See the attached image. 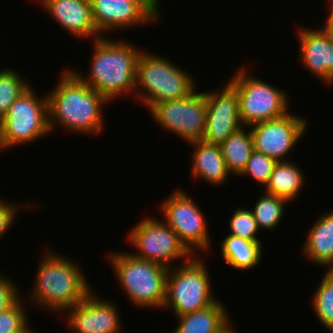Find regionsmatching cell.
<instances>
[{
  "label": "cell",
  "mask_w": 333,
  "mask_h": 333,
  "mask_svg": "<svg viewBox=\"0 0 333 333\" xmlns=\"http://www.w3.org/2000/svg\"><path fill=\"white\" fill-rule=\"evenodd\" d=\"M6 148L33 143L50 134L47 95L41 98L33 87L25 90L2 118Z\"/></svg>",
  "instance_id": "obj_9"
},
{
  "label": "cell",
  "mask_w": 333,
  "mask_h": 333,
  "mask_svg": "<svg viewBox=\"0 0 333 333\" xmlns=\"http://www.w3.org/2000/svg\"><path fill=\"white\" fill-rule=\"evenodd\" d=\"M252 210L259 230H273L282 221L285 206L289 203L286 199L262 192Z\"/></svg>",
  "instance_id": "obj_24"
},
{
  "label": "cell",
  "mask_w": 333,
  "mask_h": 333,
  "mask_svg": "<svg viewBox=\"0 0 333 333\" xmlns=\"http://www.w3.org/2000/svg\"><path fill=\"white\" fill-rule=\"evenodd\" d=\"M317 290L311 297L312 310L322 327L333 333V270L325 271Z\"/></svg>",
  "instance_id": "obj_25"
},
{
  "label": "cell",
  "mask_w": 333,
  "mask_h": 333,
  "mask_svg": "<svg viewBox=\"0 0 333 333\" xmlns=\"http://www.w3.org/2000/svg\"><path fill=\"white\" fill-rule=\"evenodd\" d=\"M19 298L10 308L0 312V333L32 332L27 310Z\"/></svg>",
  "instance_id": "obj_28"
},
{
  "label": "cell",
  "mask_w": 333,
  "mask_h": 333,
  "mask_svg": "<svg viewBox=\"0 0 333 333\" xmlns=\"http://www.w3.org/2000/svg\"><path fill=\"white\" fill-rule=\"evenodd\" d=\"M40 258L35 283L29 293L31 303L60 315L82 302L92 291L85 274L72 259L47 249ZM61 312V313H60Z\"/></svg>",
  "instance_id": "obj_3"
},
{
  "label": "cell",
  "mask_w": 333,
  "mask_h": 333,
  "mask_svg": "<svg viewBox=\"0 0 333 333\" xmlns=\"http://www.w3.org/2000/svg\"><path fill=\"white\" fill-rule=\"evenodd\" d=\"M127 241L141 260L172 268L176 260L187 261L192 254L179 241L177 234L162 220L152 216L141 219L129 231Z\"/></svg>",
  "instance_id": "obj_8"
},
{
  "label": "cell",
  "mask_w": 333,
  "mask_h": 333,
  "mask_svg": "<svg viewBox=\"0 0 333 333\" xmlns=\"http://www.w3.org/2000/svg\"><path fill=\"white\" fill-rule=\"evenodd\" d=\"M232 324H230L224 331H222L221 333H236V331L234 330V327L232 328Z\"/></svg>",
  "instance_id": "obj_35"
},
{
  "label": "cell",
  "mask_w": 333,
  "mask_h": 333,
  "mask_svg": "<svg viewBox=\"0 0 333 333\" xmlns=\"http://www.w3.org/2000/svg\"><path fill=\"white\" fill-rule=\"evenodd\" d=\"M204 258L192 255L187 261L169 268L165 302L161 310L172 309L175 317L208 308L218 299L213 295L208 266Z\"/></svg>",
  "instance_id": "obj_6"
},
{
  "label": "cell",
  "mask_w": 333,
  "mask_h": 333,
  "mask_svg": "<svg viewBox=\"0 0 333 333\" xmlns=\"http://www.w3.org/2000/svg\"><path fill=\"white\" fill-rule=\"evenodd\" d=\"M224 262L237 270H247L259 265L263 254L262 242L248 241L241 237L226 235L221 241Z\"/></svg>",
  "instance_id": "obj_22"
},
{
  "label": "cell",
  "mask_w": 333,
  "mask_h": 333,
  "mask_svg": "<svg viewBox=\"0 0 333 333\" xmlns=\"http://www.w3.org/2000/svg\"><path fill=\"white\" fill-rule=\"evenodd\" d=\"M161 204L162 220L177 234L187 250L192 255H199L196 249L209 252L211 241L207 220L192 197L179 187Z\"/></svg>",
  "instance_id": "obj_10"
},
{
  "label": "cell",
  "mask_w": 333,
  "mask_h": 333,
  "mask_svg": "<svg viewBox=\"0 0 333 333\" xmlns=\"http://www.w3.org/2000/svg\"><path fill=\"white\" fill-rule=\"evenodd\" d=\"M12 201H8V200H2V198H0V239L3 238V236L8 232V230L12 227V224L16 221V216L18 214V212L22 209V208H30L31 204L34 205V203H30V202H26L24 205V207H22V204H17L15 202ZM29 205V207H28ZM21 207V208H20ZM20 208V209H19Z\"/></svg>",
  "instance_id": "obj_30"
},
{
  "label": "cell",
  "mask_w": 333,
  "mask_h": 333,
  "mask_svg": "<svg viewBox=\"0 0 333 333\" xmlns=\"http://www.w3.org/2000/svg\"><path fill=\"white\" fill-rule=\"evenodd\" d=\"M92 42L94 55L89 75L86 77L75 69L72 71L109 102L123 94L134 98L137 61L142 49L130 42L114 41L105 36Z\"/></svg>",
  "instance_id": "obj_2"
},
{
  "label": "cell",
  "mask_w": 333,
  "mask_h": 333,
  "mask_svg": "<svg viewBox=\"0 0 333 333\" xmlns=\"http://www.w3.org/2000/svg\"><path fill=\"white\" fill-rule=\"evenodd\" d=\"M148 111L162 130L188 143L202 140L207 114L205 92L195 89L187 97L154 104Z\"/></svg>",
  "instance_id": "obj_11"
},
{
  "label": "cell",
  "mask_w": 333,
  "mask_h": 333,
  "mask_svg": "<svg viewBox=\"0 0 333 333\" xmlns=\"http://www.w3.org/2000/svg\"><path fill=\"white\" fill-rule=\"evenodd\" d=\"M44 10L75 38L102 37L93 22L90 0H55Z\"/></svg>",
  "instance_id": "obj_17"
},
{
  "label": "cell",
  "mask_w": 333,
  "mask_h": 333,
  "mask_svg": "<svg viewBox=\"0 0 333 333\" xmlns=\"http://www.w3.org/2000/svg\"><path fill=\"white\" fill-rule=\"evenodd\" d=\"M280 161L274 166L264 192L286 199L289 203L299 196L304 187L305 175L295 162Z\"/></svg>",
  "instance_id": "obj_21"
},
{
  "label": "cell",
  "mask_w": 333,
  "mask_h": 333,
  "mask_svg": "<svg viewBox=\"0 0 333 333\" xmlns=\"http://www.w3.org/2000/svg\"><path fill=\"white\" fill-rule=\"evenodd\" d=\"M17 333H34V331L33 332H17Z\"/></svg>",
  "instance_id": "obj_38"
},
{
  "label": "cell",
  "mask_w": 333,
  "mask_h": 333,
  "mask_svg": "<svg viewBox=\"0 0 333 333\" xmlns=\"http://www.w3.org/2000/svg\"><path fill=\"white\" fill-rule=\"evenodd\" d=\"M40 5H42V7L44 8L46 5H48L49 3H51L52 1H55V0H38Z\"/></svg>",
  "instance_id": "obj_36"
},
{
  "label": "cell",
  "mask_w": 333,
  "mask_h": 333,
  "mask_svg": "<svg viewBox=\"0 0 333 333\" xmlns=\"http://www.w3.org/2000/svg\"><path fill=\"white\" fill-rule=\"evenodd\" d=\"M277 161L265 154L254 151L247 161L246 167L239 175L245 177H252L261 187L268 184L274 166Z\"/></svg>",
  "instance_id": "obj_29"
},
{
  "label": "cell",
  "mask_w": 333,
  "mask_h": 333,
  "mask_svg": "<svg viewBox=\"0 0 333 333\" xmlns=\"http://www.w3.org/2000/svg\"><path fill=\"white\" fill-rule=\"evenodd\" d=\"M206 128L202 141L221 144L243 127L240 119L239 97L226 82L222 90L205 92Z\"/></svg>",
  "instance_id": "obj_13"
},
{
  "label": "cell",
  "mask_w": 333,
  "mask_h": 333,
  "mask_svg": "<svg viewBox=\"0 0 333 333\" xmlns=\"http://www.w3.org/2000/svg\"><path fill=\"white\" fill-rule=\"evenodd\" d=\"M325 213L318 216L307 232L302 252L308 261L330 271L333 270V210Z\"/></svg>",
  "instance_id": "obj_19"
},
{
  "label": "cell",
  "mask_w": 333,
  "mask_h": 333,
  "mask_svg": "<svg viewBox=\"0 0 333 333\" xmlns=\"http://www.w3.org/2000/svg\"><path fill=\"white\" fill-rule=\"evenodd\" d=\"M107 256L120 288L133 305L155 309L163 307L169 268L138 259L130 251H113Z\"/></svg>",
  "instance_id": "obj_5"
},
{
  "label": "cell",
  "mask_w": 333,
  "mask_h": 333,
  "mask_svg": "<svg viewBox=\"0 0 333 333\" xmlns=\"http://www.w3.org/2000/svg\"><path fill=\"white\" fill-rule=\"evenodd\" d=\"M242 66L228 83L239 97L240 119L245 127L255 123L280 118L289 113V96L283 89L275 87L253 76Z\"/></svg>",
  "instance_id": "obj_7"
},
{
  "label": "cell",
  "mask_w": 333,
  "mask_h": 333,
  "mask_svg": "<svg viewBox=\"0 0 333 333\" xmlns=\"http://www.w3.org/2000/svg\"><path fill=\"white\" fill-rule=\"evenodd\" d=\"M96 30L104 36L108 31L143 27L159 19L140 0H90ZM141 24V25H140ZM104 32V33H103ZM106 32V33H105Z\"/></svg>",
  "instance_id": "obj_14"
},
{
  "label": "cell",
  "mask_w": 333,
  "mask_h": 333,
  "mask_svg": "<svg viewBox=\"0 0 333 333\" xmlns=\"http://www.w3.org/2000/svg\"><path fill=\"white\" fill-rule=\"evenodd\" d=\"M59 77L56 87L47 94L51 133L58 124L70 133L98 136L105 126L102 109L109 101L84 83L70 68L60 72Z\"/></svg>",
  "instance_id": "obj_1"
},
{
  "label": "cell",
  "mask_w": 333,
  "mask_h": 333,
  "mask_svg": "<svg viewBox=\"0 0 333 333\" xmlns=\"http://www.w3.org/2000/svg\"><path fill=\"white\" fill-rule=\"evenodd\" d=\"M1 150H7L6 148V144L4 142V131H3V123H2V119L0 118V152H2Z\"/></svg>",
  "instance_id": "obj_33"
},
{
  "label": "cell",
  "mask_w": 333,
  "mask_h": 333,
  "mask_svg": "<svg viewBox=\"0 0 333 333\" xmlns=\"http://www.w3.org/2000/svg\"><path fill=\"white\" fill-rule=\"evenodd\" d=\"M329 2L328 9L333 13V0H327Z\"/></svg>",
  "instance_id": "obj_37"
},
{
  "label": "cell",
  "mask_w": 333,
  "mask_h": 333,
  "mask_svg": "<svg viewBox=\"0 0 333 333\" xmlns=\"http://www.w3.org/2000/svg\"><path fill=\"white\" fill-rule=\"evenodd\" d=\"M31 84L29 81L22 79L19 72L14 68L0 70V118L9 111L10 106L15 100L27 90Z\"/></svg>",
  "instance_id": "obj_26"
},
{
  "label": "cell",
  "mask_w": 333,
  "mask_h": 333,
  "mask_svg": "<svg viewBox=\"0 0 333 333\" xmlns=\"http://www.w3.org/2000/svg\"><path fill=\"white\" fill-rule=\"evenodd\" d=\"M307 123L305 117L289 112L280 118L249 126L254 151L265 154L277 162L289 161L286 156H289L290 151L304 137L303 135L307 132Z\"/></svg>",
  "instance_id": "obj_12"
},
{
  "label": "cell",
  "mask_w": 333,
  "mask_h": 333,
  "mask_svg": "<svg viewBox=\"0 0 333 333\" xmlns=\"http://www.w3.org/2000/svg\"><path fill=\"white\" fill-rule=\"evenodd\" d=\"M225 308L218 300L208 308L178 316V327L172 333H221L231 324Z\"/></svg>",
  "instance_id": "obj_20"
},
{
  "label": "cell",
  "mask_w": 333,
  "mask_h": 333,
  "mask_svg": "<svg viewBox=\"0 0 333 333\" xmlns=\"http://www.w3.org/2000/svg\"><path fill=\"white\" fill-rule=\"evenodd\" d=\"M327 14V18L325 19V24L331 29L332 33H333V13L329 10Z\"/></svg>",
  "instance_id": "obj_34"
},
{
  "label": "cell",
  "mask_w": 333,
  "mask_h": 333,
  "mask_svg": "<svg viewBox=\"0 0 333 333\" xmlns=\"http://www.w3.org/2000/svg\"><path fill=\"white\" fill-rule=\"evenodd\" d=\"M248 128V131H245ZM222 156L231 176H239L254 152L250 127L243 126L220 144Z\"/></svg>",
  "instance_id": "obj_23"
},
{
  "label": "cell",
  "mask_w": 333,
  "mask_h": 333,
  "mask_svg": "<svg viewBox=\"0 0 333 333\" xmlns=\"http://www.w3.org/2000/svg\"><path fill=\"white\" fill-rule=\"evenodd\" d=\"M146 52L142 50L137 61L134 98L147 110L163 101L187 97L196 89V82L184 68Z\"/></svg>",
  "instance_id": "obj_4"
},
{
  "label": "cell",
  "mask_w": 333,
  "mask_h": 333,
  "mask_svg": "<svg viewBox=\"0 0 333 333\" xmlns=\"http://www.w3.org/2000/svg\"><path fill=\"white\" fill-rule=\"evenodd\" d=\"M159 20L161 17L159 0H140Z\"/></svg>",
  "instance_id": "obj_32"
},
{
  "label": "cell",
  "mask_w": 333,
  "mask_h": 333,
  "mask_svg": "<svg viewBox=\"0 0 333 333\" xmlns=\"http://www.w3.org/2000/svg\"><path fill=\"white\" fill-rule=\"evenodd\" d=\"M296 31L302 65L329 87L333 83V33L331 29L324 23L321 29L313 30L312 27H301Z\"/></svg>",
  "instance_id": "obj_16"
},
{
  "label": "cell",
  "mask_w": 333,
  "mask_h": 333,
  "mask_svg": "<svg viewBox=\"0 0 333 333\" xmlns=\"http://www.w3.org/2000/svg\"><path fill=\"white\" fill-rule=\"evenodd\" d=\"M228 222L230 235L241 237L248 241H261L257 235L260 230L251 209L241 207L236 209Z\"/></svg>",
  "instance_id": "obj_27"
},
{
  "label": "cell",
  "mask_w": 333,
  "mask_h": 333,
  "mask_svg": "<svg viewBox=\"0 0 333 333\" xmlns=\"http://www.w3.org/2000/svg\"><path fill=\"white\" fill-rule=\"evenodd\" d=\"M17 283L0 274V312L10 308L20 297Z\"/></svg>",
  "instance_id": "obj_31"
},
{
  "label": "cell",
  "mask_w": 333,
  "mask_h": 333,
  "mask_svg": "<svg viewBox=\"0 0 333 333\" xmlns=\"http://www.w3.org/2000/svg\"><path fill=\"white\" fill-rule=\"evenodd\" d=\"M194 146L191 153V176L202 179L211 185H223L231 175L219 144H210L202 140L190 142ZM197 177V178H196Z\"/></svg>",
  "instance_id": "obj_18"
},
{
  "label": "cell",
  "mask_w": 333,
  "mask_h": 333,
  "mask_svg": "<svg viewBox=\"0 0 333 333\" xmlns=\"http://www.w3.org/2000/svg\"><path fill=\"white\" fill-rule=\"evenodd\" d=\"M93 290L80 303L65 311L71 333H119L121 321L117 304L95 297Z\"/></svg>",
  "instance_id": "obj_15"
}]
</instances>
